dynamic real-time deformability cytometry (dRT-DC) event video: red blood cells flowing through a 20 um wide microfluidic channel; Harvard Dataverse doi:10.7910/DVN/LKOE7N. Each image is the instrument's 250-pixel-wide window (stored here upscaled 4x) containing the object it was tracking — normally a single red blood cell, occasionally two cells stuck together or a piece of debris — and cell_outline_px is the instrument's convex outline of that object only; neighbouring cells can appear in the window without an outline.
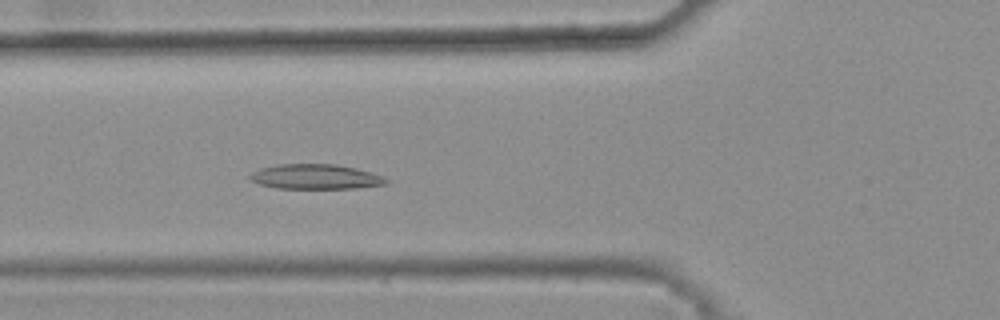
{"species": "common noctule bat (a hibernating species)", "species_latin": "Nyctalus noctula", "temperature_condition": "warm", "stored_images_in_passage": 44, "camera_frame_rate_fps": 3000, "um_per_image_px": 0.085, "animal": {"sex": "female", "body_mass_g": 25.1}, "frame": {"image": 1, "passage_image": 19, "time_ms": 6.0, "image_size_px": [1000, 320], "cell_outline_px": [[388, 184], [356, 188], [276, 188], [260, 184], [248, 180], [248, 176], [252, 172], [260, 168], [280, 164], [336, 164], [356, 168], [372, 172], [388, 180]], "centroid_in_image_um": [26.8, 15.02], "position_along_channel_um": 99.0, "area_um2": 19.77}}
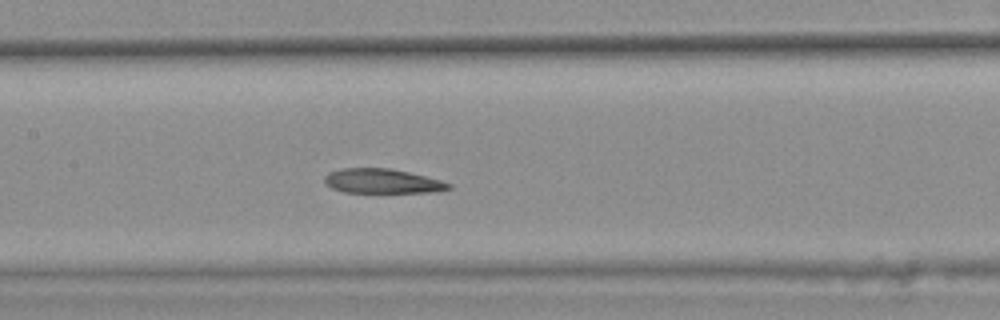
{"frame": {"image": 2, "passage_image": 25, "time_ms": 8.0, "image_size_px": [1000, 320], "cell_outline_px": [[452, 188], [428, 192], [344, 192], [332, 188], [324, 184], [324, 176], [328, 172], [340, 168], [388, 168], [408, 172], [440, 180], [452, 184]], "centroid_in_image_um": [32.43, 15.39], "position_along_channel_um": 175.0, "area_um2": 17.63}}
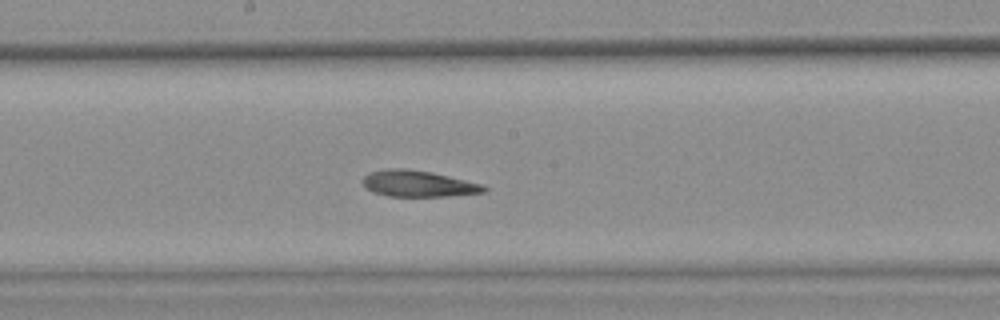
{"frame": {"image": 3, "passage_image": 28, "time_ms": 9.0, "image_size_px": [1000, 320], "cell_outline_px": [[488, 188], [484, 192], [448, 196], [388, 196], [372, 192], [364, 188], [360, 180], [368, 172], [388, 168], [408, 168], [432, 172], [480, 184]], "centroid_in_image_um": [35.44, 15.6], "position_along_channel_um": 212.8, "area_um2": 18.67}}